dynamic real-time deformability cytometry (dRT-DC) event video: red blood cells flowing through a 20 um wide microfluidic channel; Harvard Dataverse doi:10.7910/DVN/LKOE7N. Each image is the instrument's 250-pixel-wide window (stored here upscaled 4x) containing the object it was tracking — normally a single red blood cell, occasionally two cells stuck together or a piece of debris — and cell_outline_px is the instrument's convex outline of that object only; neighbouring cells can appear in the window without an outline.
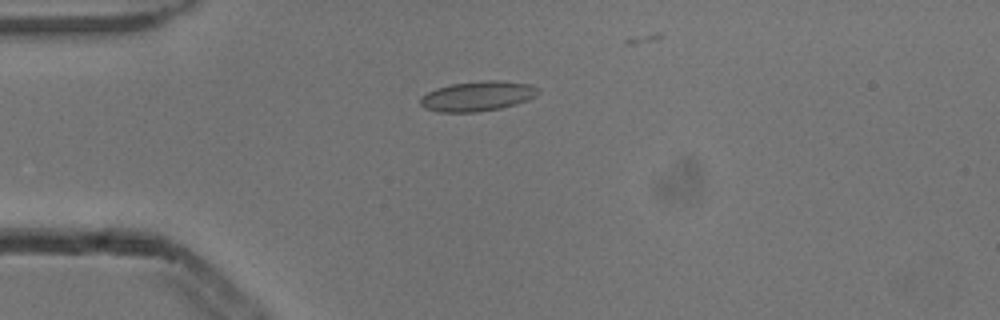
{"species": "common noctule bat (a hibernating species)", "species_latin": "Nyctalus noctula", "temperature_condition": "cold", "stored_images_in_passage": 2, "camera_frame_rate_fps": 3000, "um_per_image_px": 0.085, "animal": {"sex": "male", "body_mass_g": 13.3}, "frame": {"image": 1, "passage_image": 1, "time_ms": 0.0, "image_size_px": [1000, 320], "cell_outline_px": [[540, 92], [536, 96], [528, 100], [516, 104], [500, 108], [476, 112], [440, 112], [424, 108], [420, 104], [420, 96], [436, 88], [452, 84], [484, 80], [496, 80], [528, 84], [536, 88]], "centroid_in_image_um": [40.56, 8.18], "position_along_channel_um": 44.4, "area_um2": 20.46}}